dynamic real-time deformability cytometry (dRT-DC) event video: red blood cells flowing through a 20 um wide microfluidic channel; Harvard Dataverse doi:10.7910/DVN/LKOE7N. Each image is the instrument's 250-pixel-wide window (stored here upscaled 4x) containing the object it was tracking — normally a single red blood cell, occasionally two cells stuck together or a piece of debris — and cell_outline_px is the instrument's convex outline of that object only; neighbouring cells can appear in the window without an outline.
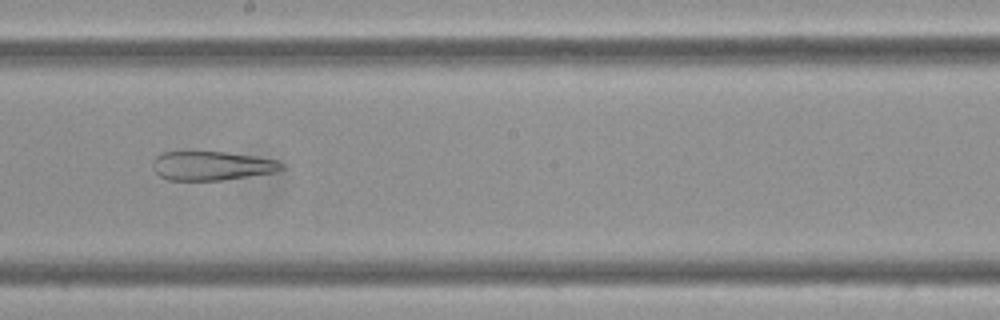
{"species": "Egyptian fruit bat (a non-hibernating species)", "species_latin": "Rousettus aegyptiacus", "temperature_condition": "cold", "stored_images_in_passage": 52, "camera_frame_rate_fps": 3000, "um_per_image_px": 0.085, "frame": {"image": 1, "passage_image": 26, "time_ms": 8.333, "image_size_px": [1000, 320], "cell_outline_px": [[284, 168], [276, 172], [220, 180], [168, 180], [160, 176], [152, 168], [152, 164], [156, 156], [164, 152], [224, 152], [252, 156], [276, 160], [284, 164]], "centroid_in_image_um": [17.99, 14.09], "position_along_channel_um": 230.2, "area_um2": 21.56}}
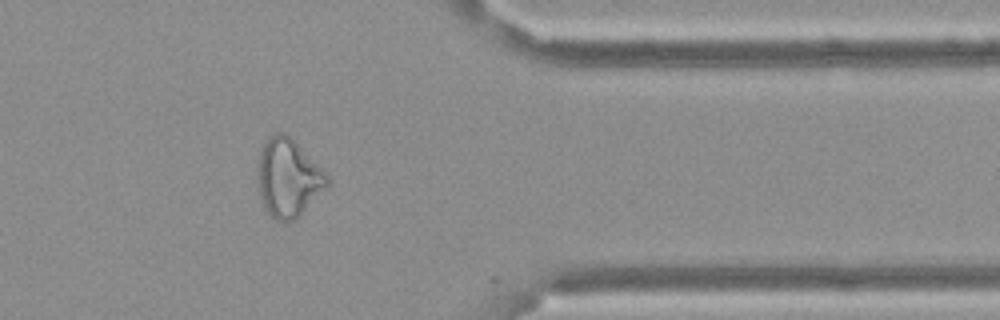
{"frame": {"image": 2, "passage_image": 41, "time_ms": 13.333, "image_size_px": [1000, 320], "cell_outline_px": [[328, 184], [300, 216], [292, 220], [280, 224], [264, 212], [260, 196], [256, 168], [256, 160], [260, 148], [264, 140], [276, 132], [284, 132], [292, 136], [324, 168], [328, 176]], "centroid_in_image_um": [24.46, 15.09], "position_along_channel_um": 386.9, "area_um2": 32.77}}
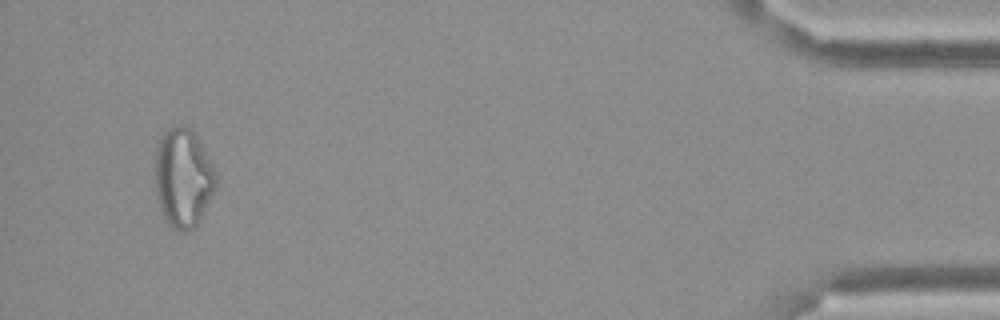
{"frame": {"image": 3, "passage_image": 49, "time_ms": 16.0, "image_size_px": [1000, 320], "cell_outline_px": [[216, 188], [196, 224], [188, 232], [176, 232], [168, 224], [160, 208], [156, 192], [156, 148], [160, 136], [168, 128], [180, 124], [184, 124], [196, 132], [216, 172]], "centroid_in_image_um": [15.57, 15.08], "position_along_channel_um": 419.6, "area_um2": 35.2}}